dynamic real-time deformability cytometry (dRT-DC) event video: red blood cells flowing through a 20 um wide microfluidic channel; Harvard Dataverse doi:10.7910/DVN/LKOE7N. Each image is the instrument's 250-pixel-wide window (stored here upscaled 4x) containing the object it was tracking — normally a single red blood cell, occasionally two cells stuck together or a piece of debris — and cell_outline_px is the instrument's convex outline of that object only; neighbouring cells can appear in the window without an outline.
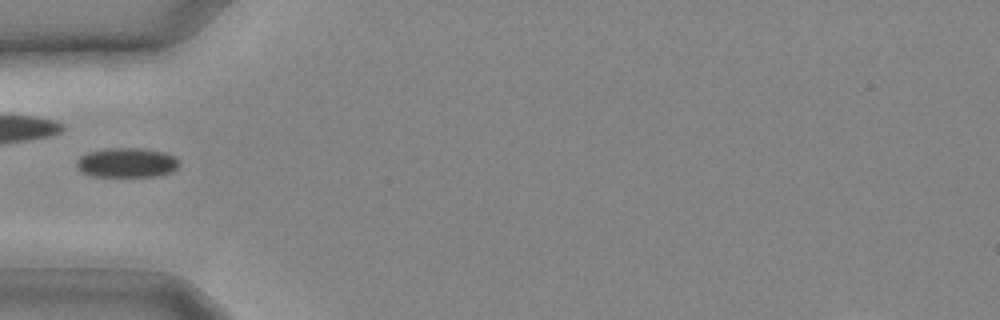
{"species": "common noctule bat (a hibernating species)", "species_latin": "Nyctalus noctula", "temperature_condition": "cold", "stored_images_in_passage": 4, "camera_frame_rate_fps": 3000, "um_per_image_px": 0.085, "animal": {"sex": "male", "body_mass_g": 20.4}, "frame": {"image": 1, "passage_image": 3, "time_ms": 0.667, "image_size_px": [1000, 320], "cell_outline_px": [[180, 164], [172, 172], [156, 176], [92, 176], [80, 172], [76, 168], [76, 160], [80, 156], [88, 152], [112, 148], [136, 148], [164, 152], [176, 156], [180, 160]], "centroid_in_image_um": [10.78, 13.83], "position_along_channel_um": 74.2, "area_um2": 17.8}}